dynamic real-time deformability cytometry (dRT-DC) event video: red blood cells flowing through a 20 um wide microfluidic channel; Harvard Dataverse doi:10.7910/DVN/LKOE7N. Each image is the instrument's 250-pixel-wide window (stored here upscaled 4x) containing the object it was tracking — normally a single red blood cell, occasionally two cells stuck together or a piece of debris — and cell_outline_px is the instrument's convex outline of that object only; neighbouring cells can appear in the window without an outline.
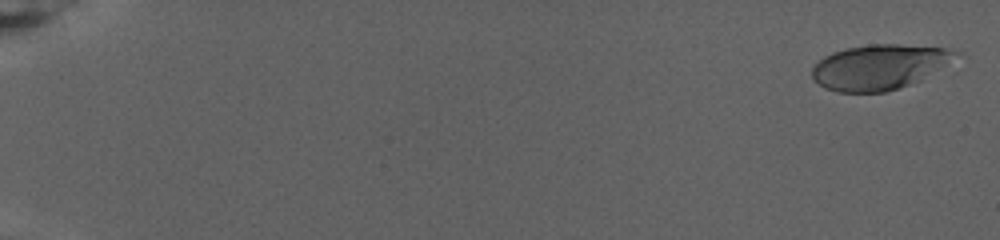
{"species": "human", "species_latin": "Homo sapiens", "temperature_condition": "warm", "stored_images_in_passage": 83, "camera_frame_rate_fps": 3000, "um_per_image_px": 0.085, "donor": {"sex": "female"}, "frame": {"image": 1, "passage_image": 2, "time_ms": 0.333, "image_size_px": [1000, 240], "cell_outline_px": [[960, 52], [944, 64], [920, 80], [884, 92], [836, 92], [824, 88], [812, 80], [812, 68], [824, 56], [832, 52], [848, 48], [872, 44], [896, 44], [944, 48]], "centroid_in_image_um": [74.63, 5.7], "position_along_channel_um": 10.4, "area_um2": 36.93}}
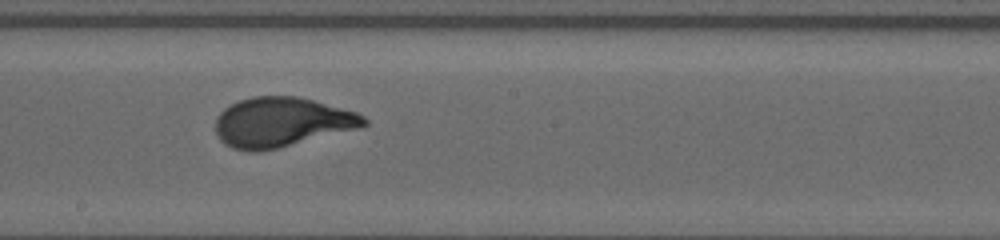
{"frame": {"image": 2, "passage_image": 50, "time_ms": 16.333, "image_size_px": [1000, 240], "cell_outline_px": [[368, 124], [356, 128], [260, 152], [248, 152], [232, 148], [224, 144], [220, 140], [216, 132], [216, 116], [224, 108], [240, 100], [252, 96], [296, 96], [312, 100], [356, 112], [364, 116], [368, 120]], "centroid_in_image_um": [23.88, 10.38], "position_along_channel_um": 224.3, "area_um2": 42.48}}
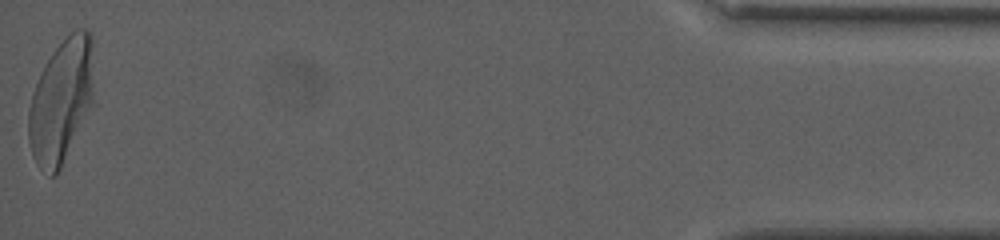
{"frame": {"image": 3, "passage_image": 83, "time_ms": 27.333, "image_size_px": [1000, 240], "cell_outline_px": [[96, 104], [56, 176], [48, 176], [36, 164], [32, 156], [28, 140], [28, 112], [32, 96], [36, 84], [52, 52], [76, 28], [84, 28], [92, 36]], "centroid_in_image_um": [5.27, 8.63], "position_along_channel_um": 429.9, "area_um2": 48.38}, "authors_computed_cell_mechanics": {"area_um2": 41.327, "velocity_mm_per_s": 2.5887, "shape_relaxation_time_tau1_ms": 5.8671, "shape_relaxation_time_tau2_ms": null, "deformation_change_tau1": 0.2593, "deformation_change_tau2": null}}